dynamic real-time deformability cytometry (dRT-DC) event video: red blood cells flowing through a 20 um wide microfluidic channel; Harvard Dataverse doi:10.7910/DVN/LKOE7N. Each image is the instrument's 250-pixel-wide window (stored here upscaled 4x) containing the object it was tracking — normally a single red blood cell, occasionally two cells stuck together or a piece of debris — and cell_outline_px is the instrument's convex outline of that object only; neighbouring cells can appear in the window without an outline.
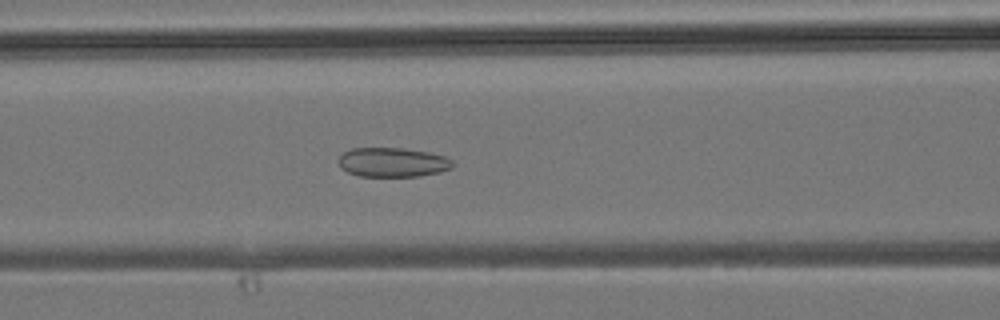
{"species": "common noctule bat (a hibernating species)", "species_latin": "Nyctalus noctula", "temperature_condition": "room temperature", "stored_images_in_passage": 43, "camera_frame_rate_fps": 3000, "um_per_image_px": 0.085, "animal": {"sex": "male", "body_mass_g": 19.2, "forearm_length_mm": 51.8}, "frame": {"image": 1, "passage_image": 17, "time_ms": 5.333, "image_size_px": [1000, 320], "cell_outline_px": [[456, 164], [452, 168], [440, 172], [420, 176], [360, 176], [348, 172], [340, 168], [340, 156], [344, 152], [352, 148], [404, 148], [428, 152], [444, 156], [452, 160]], "centroid_in_image_um": [33.41, 13.79], "position_along_channel_um": 133.2, "area_um2": 19.54}}
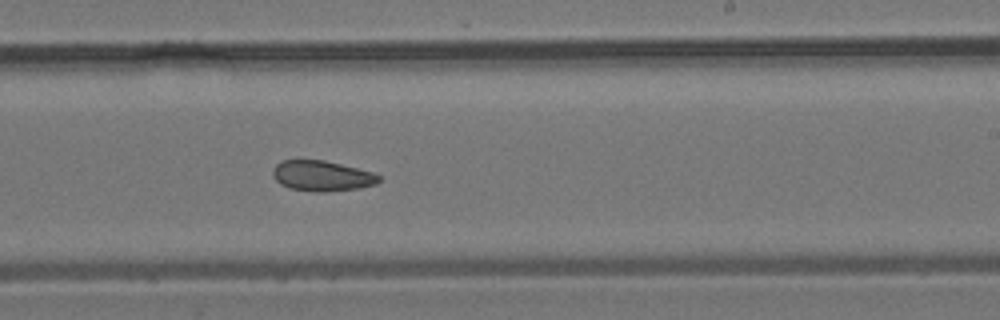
{"frame": {"image": 2, "passage_image": 25, "time_ms": 8.0, "image_size_px": [1000, 320], "cell_outline_px": [[380, 180], [376, 184], [360, 188], [320, 192], [288, 188], [280, 184], [272, 176], [272, 168], [280, 160], [324, 160], [376, 172], [380, 176]], "centroid_in_image_um": [27.36, 14.94], "position_along_channel_um": 261.6, "area_um2": 19.02}}
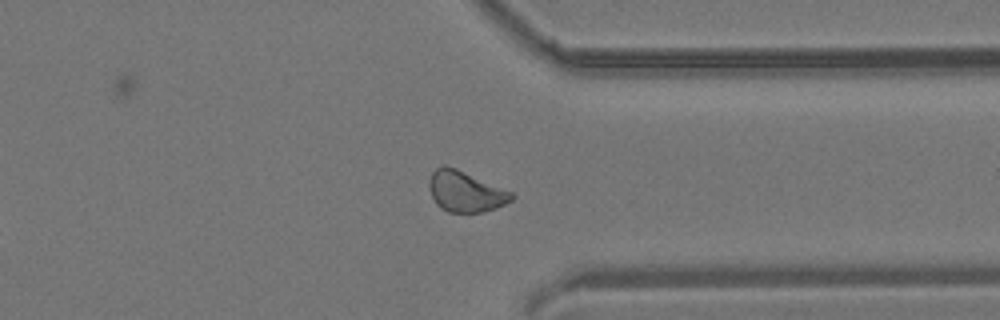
{"frame": {"image": 3, "passage_image": 32, "time_ms": 10.333, "image_size_px": [1000, 320], "cell_outline_px": [[516, 196], [512, 200], [496, 208], [484, 212], [448, 212], [440, 208], [436, 204], [432, 196], [428, 184], [432, 172], [440, 164], [444, 164], [456, 168], [512, 192]], "centroid_in_image_um": [39.55, 16.27], "position_along_channel_um": 371.9, "area_um2": 19.59}}